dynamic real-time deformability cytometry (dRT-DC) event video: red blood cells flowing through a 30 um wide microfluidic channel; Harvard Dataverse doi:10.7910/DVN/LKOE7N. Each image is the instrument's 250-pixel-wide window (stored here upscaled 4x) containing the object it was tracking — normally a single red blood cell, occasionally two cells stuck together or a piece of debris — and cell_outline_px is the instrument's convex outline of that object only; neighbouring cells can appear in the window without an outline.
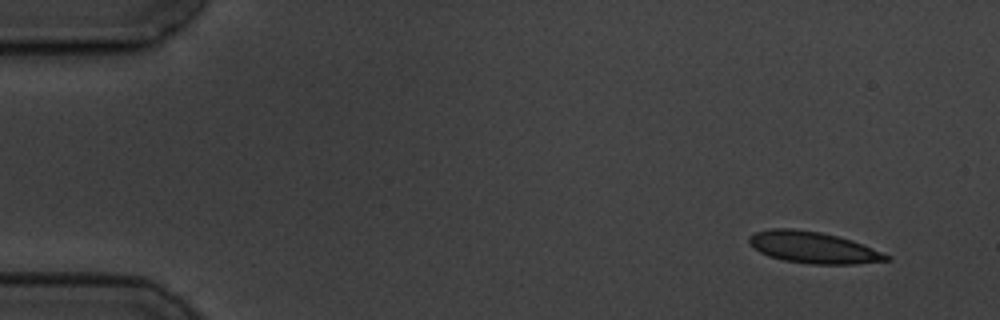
{"species": "common noctule bat (a hibernating species)", "species_latin": "Nyctalus noctula", "temperature_condition": "cold", "stored_images_in_passage": 6, "camera_frame_rate_fps": 3000, "um_per_image_px": 0.085, "animal": {"sex": "male", "body_mass_g": 19.5, "forearm_length_mm": 54.6}, "frame": {"image": 1, "passage_image": 1, "time_ms": 0.0, "image_size_px": [1000, 320], "cell_outline_px": [[892, 260], [856, 264], [812, 264], [784, 260], [768, 256], [760, 252], [748, 244], [748, 236], [756, 232], [772, 228], [792, 228], [820, 232], [852, 240], [892, 256]], "centroid_in_image_um": [69.11, 21.04], "position_along_channel_um": 15.9, "area_um2": 25.26}}
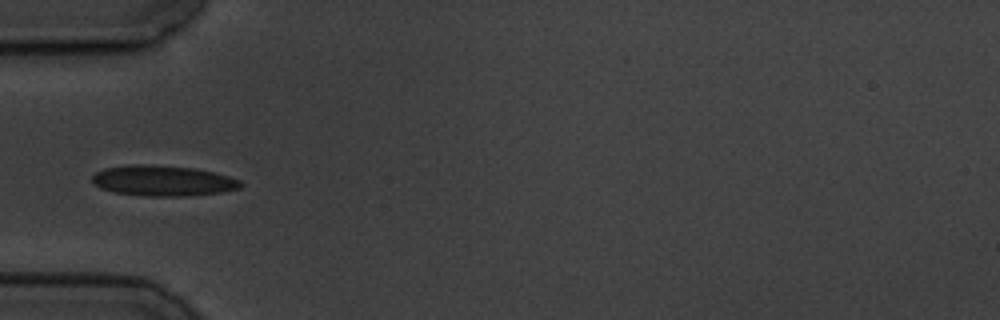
{"frame": {"image": 2, "passage_image": 5, "time_ms": 4.667, "image_size_px": [1000, 320], "cell_outline_px": [[244, 184], [240, 188], [220, 192], [192, 196], [148, 196], [112, 192], [100, 188], [92, 184], [92, 176], [96, 172], [104, 168], [132, 164], [148, 164], [196, 168], [228, 176], [240, 180]], "centroid_in_image_um": [13.83, 15.36], "position_along_channel_um": 71.2, "area_um2": 26.65}}
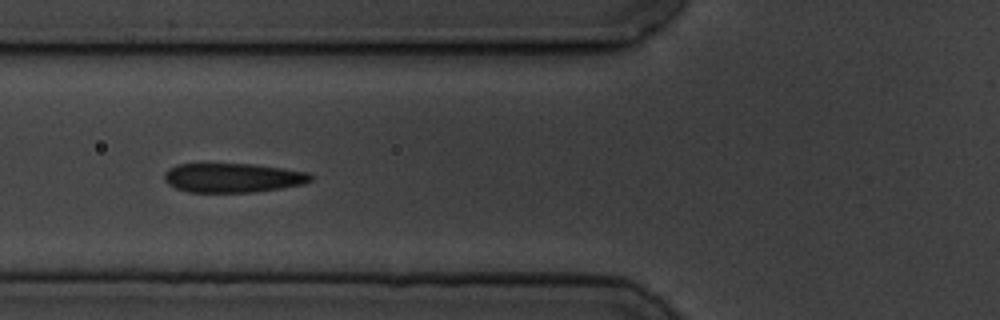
{"frame": {"image": 3, "passage_image": 6, "time_ms": 5.667, "image_size_px": [1000, 320], "cell_outline_px": [[312, 180], [304, 184], [280, 188], [252, 192], [188, 192], [176, 188], [168, 184], [164, 180], [164, 172], [168, 168], [176, 164], [252, 164], [284, 168], [308, 172], [312, 176]], "centroid_in_image_um": [19.77, 15.11], "position_along_channel_um": 106.0, "area_um2": 25.03}}